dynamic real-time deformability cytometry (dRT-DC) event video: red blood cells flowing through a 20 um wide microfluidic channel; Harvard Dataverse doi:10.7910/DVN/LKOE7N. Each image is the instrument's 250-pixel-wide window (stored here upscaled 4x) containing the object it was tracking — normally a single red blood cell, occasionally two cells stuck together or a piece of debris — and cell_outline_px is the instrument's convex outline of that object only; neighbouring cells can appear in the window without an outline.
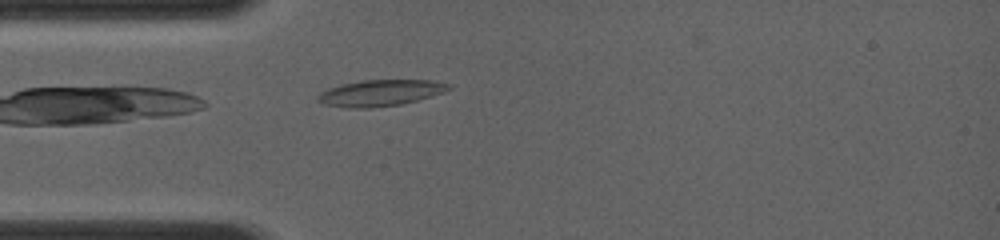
{"species": "common noctule bat (a hibernating species)", "species_latin": "Nyctalus noctula", "temperature_condition": "room temperature", "stored_images_in_passage": 1, "camera_frame_rate_fps": 4000, "um_per_image_px": 0.085, "animal": {"sex": "female", "body_mass_g": 19.0, "forearm_length_mm": 56.7}, "frame": {"image": 1, "passage_image": 1, "time_ms": 0.0, "image_size_px": [1000, 240], "cell_outline_px": [[452, 88], [444, 92], [416, 100], [400, 104], [372, 108], [352, 108], [324, 104], [316, 100], [316, 96], [320, 92], [328, 88], [340, 84], [360, 80], [436, 80], [452, 84]], "centroid_in_image_um": [32.32, 7.88], "position_along_channel_um": 52.7, "area_um2": 20.17}}